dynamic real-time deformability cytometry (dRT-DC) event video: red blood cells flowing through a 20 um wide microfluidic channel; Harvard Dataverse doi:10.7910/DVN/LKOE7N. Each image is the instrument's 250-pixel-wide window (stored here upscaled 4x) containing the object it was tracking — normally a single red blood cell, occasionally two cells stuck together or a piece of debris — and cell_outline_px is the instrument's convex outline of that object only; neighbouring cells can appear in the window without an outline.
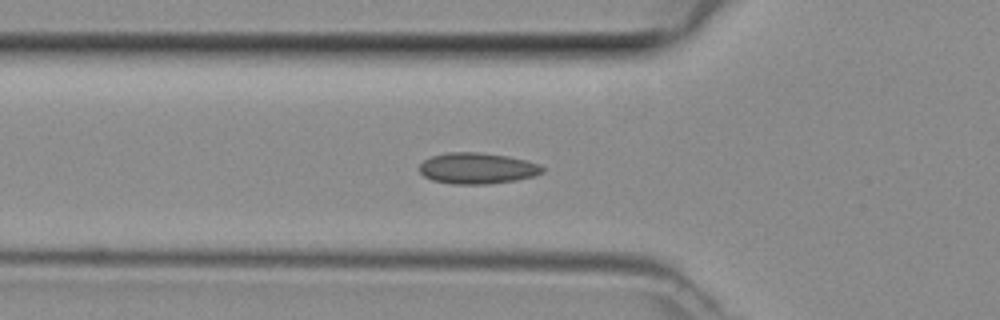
{"species": "common noctule bat (a hibernating species)", "species_latin": "Nyctalus noctula", "temperature_condition": "room temperature", "stored_images_in_passage": 47, "camera_frame_rate_fps": 3000, "um_per_image_px": 0.085, "animal": {"sex": "female", "body_mass_g": 29.2, "forearm_length_mm": 56.3}, "frame": {"image": 1, "passage_image": 15, "time_ms": 4.667, "image_size_px": [1000, 320], "cell_outline_px": [[544, 172], [532, 176], [516, 180], [488, 184], [452, 184], [432, 180], [424, 176], [420, 172], [420, 164], [424, 160], [432, 156], [444, 152], [476, 152], [508, 156], [540, 164], [544, 168]], "centroid_in_image_um": [40.55, 14.3], "position_along_channel_um": 85.2, "area_um2": 22.25}}
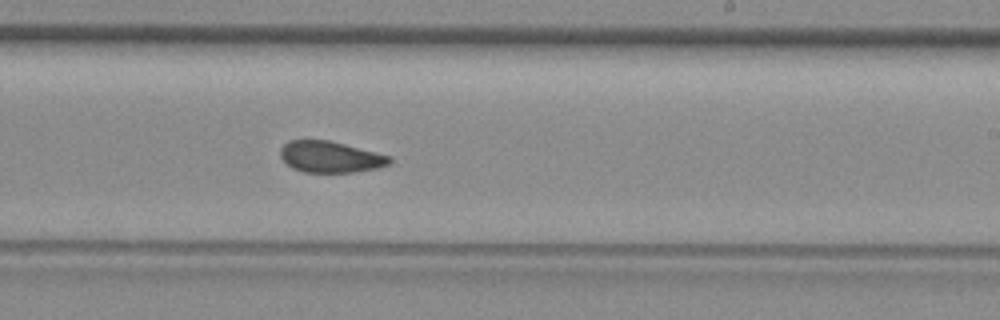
{"frame": {"image": 2, "passage_image": 27, "time_ms": 8.667, "image_size_px": [1000, 320], "cell_outline_px": [[392, 164], [376, 168], [352, 172], [304, 172], [292, 168], [280, 156], [280, 148], [288, 140], [328, 140], [392, 156]], "centroid_in_image_um": [28.09, 13.33], "position_along_channel_um": 260.9, "area_um2": 19.88}}
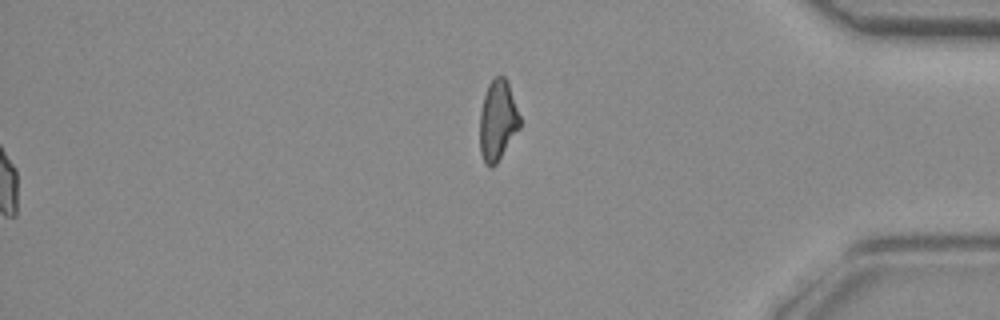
{"frame": {"image": 3, "passage_image": 47, "time_ms": 15.333, "image_size_px": [1000, 320], "cell_outline_px": [[520, 128], [496, 164], [492, 168], [488, 168], [484, 164], [480, 152], [480, 112], [484, 96], [488, 84], [496, 76], [504, 76], [508, 80], [520, 116]], "centroid_in_image_um": [42.3, 10.26], "position_along_channel_um": 392.9, "area_um2": 18.96}}